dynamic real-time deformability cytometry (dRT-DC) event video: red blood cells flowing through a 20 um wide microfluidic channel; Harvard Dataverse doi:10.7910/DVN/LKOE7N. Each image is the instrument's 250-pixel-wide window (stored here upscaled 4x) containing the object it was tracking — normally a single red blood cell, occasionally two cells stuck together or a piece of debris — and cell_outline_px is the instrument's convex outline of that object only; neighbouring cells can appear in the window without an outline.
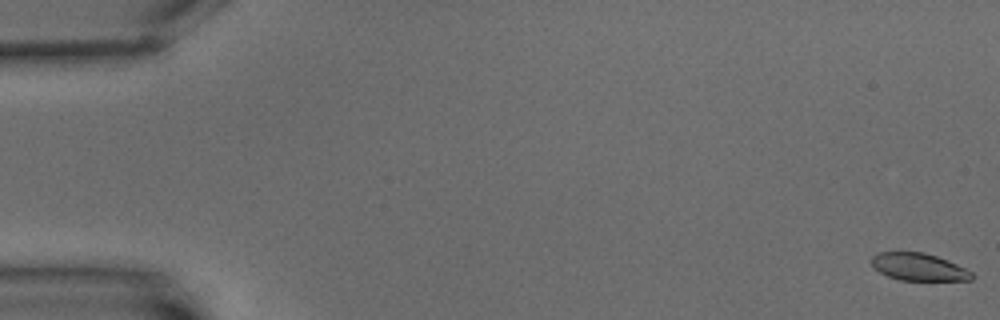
{"species": "common noctule bat (a hibernating species)", "species_latin": "Nyctalus noctula", "temperature_condition": "warm", "stored_images_in_passage": 8, "camera_frame_rate_fps": 3000, "um_per_image_px": 0.085, "animal": {"sex": "male", "body_mass_g": 15.6}, "frame": {"image": 1, "passage_image": 1, "time_ms": 0.0, "image_size_px": [1000, 320], "cell_outline_px": [[976, 276], [972, 280], [900, 280], [888, 276], [880, 272], [872, 264], [872, 256], [876, 252], [924, 252], [948, 260], [972, 272]], "centroid_in_image_um": [78.11, 22.69], "position_along_channel_um": 6.9, "area_um2": 15.95}}
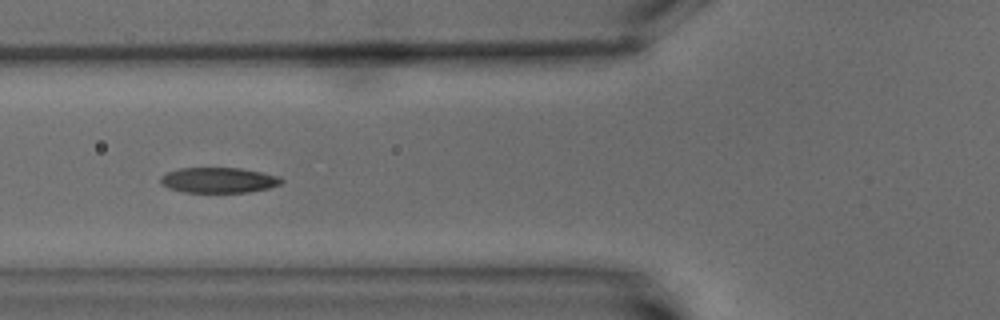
{"frame": {"image": 2, "passage_image": 7, "time_ms": 8.0, "image_size_px": [1000, 320], "cell_outline_px": [[284, 180], [280, 184], [268, 188], [248, 192], [184, 192], [168, 188], [160, 184], [160, 176], [168, 172], [180, 168], [240, 168], [280, 176]], "centroid_in_image_um": [18.56, 15.31], "position_along_channel_um": 107.2, "area_um2": 17.86}}
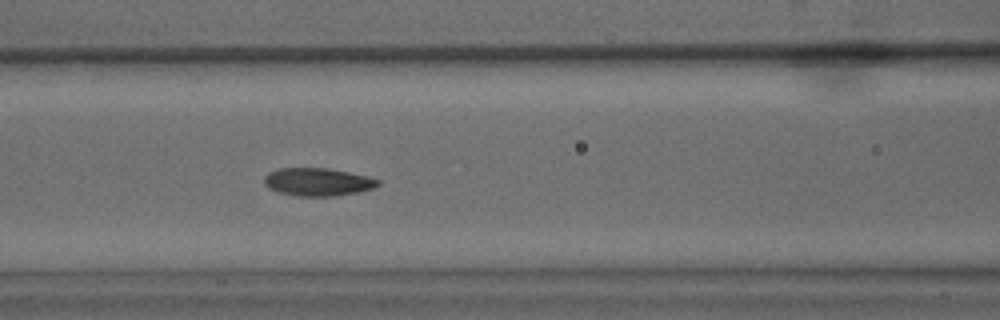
{"frame": {"image": 3, "passage_image": 8, "time_ms": 9.0, "image_size_px": [1000, 320], "cell_outline_px": [[380, 184], [376, 188], [360, 192], [332, 196], [296, 196], [280, 192], [268, 188], [264, 184], [264, 176], [268, 172], [276, 168], [328, 168], [368, 176], [380, 180]], "centroid_in_image_um": [27.02, 15.46], "position_along_channel_um": 139.6, "area_um2": 18.73}}